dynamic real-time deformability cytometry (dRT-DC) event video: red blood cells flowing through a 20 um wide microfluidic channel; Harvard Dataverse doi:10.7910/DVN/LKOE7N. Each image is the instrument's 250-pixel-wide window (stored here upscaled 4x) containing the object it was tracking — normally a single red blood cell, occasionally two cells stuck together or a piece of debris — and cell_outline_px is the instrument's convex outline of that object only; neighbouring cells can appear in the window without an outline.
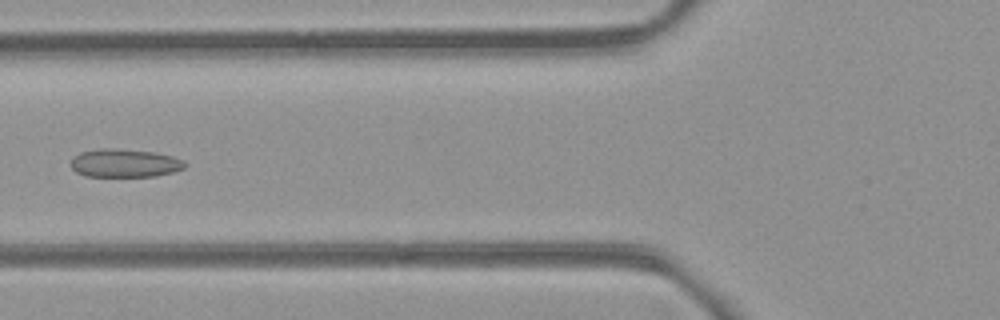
{"species": "common noctule bat (a hibernating species)", "species_latin": "Nyctalus noctula", "temperature_condition": "room temperature", "stored_images_in_passage": 5, "camera_frame_rate_fps": 3000, "um_per_image_px": 0.085, "animal": {"sex": "female", "body_mass_g": 21.9}, "frame": {"image": 1, "passage_image": 5, "time_ms": 4.667, "image_size_px": [1000, 320], "cell_outline_px": [[188, 164], [184, 168], [172, 172], [156, 176], [84, 176], [76, 172], [72, 168], [72, 156], [80, 152], [100, 148], [108, 148], [152, 152], [172, 156], [184, 160]], "centroid_in_image_um": [10.59, 13.87], "position_along_channel_um": 115.2, "area_um2": 18.73}}